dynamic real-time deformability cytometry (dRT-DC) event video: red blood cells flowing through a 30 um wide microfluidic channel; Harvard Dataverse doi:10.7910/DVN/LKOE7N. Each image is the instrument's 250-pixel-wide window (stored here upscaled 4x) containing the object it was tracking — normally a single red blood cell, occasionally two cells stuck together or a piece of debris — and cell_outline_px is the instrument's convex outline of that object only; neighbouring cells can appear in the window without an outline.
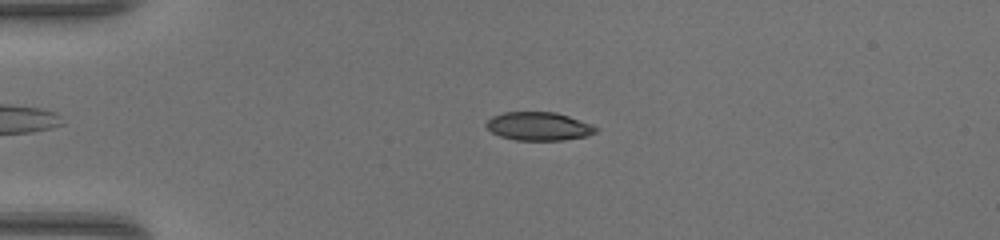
{"species": "common noctule bat (a hibernating species)", "species_latin": "Nyctalus noctula", "temperature_condition": "warm", "stored_images_in_passage": 36, "camera_frame_rate_fps": 3000, "um_per_image_px": 0.085, "animal": {"sex": "female", "body_mass_g": 17.0, "forearm_length_mm": 48.0}, "frame": {"image": 1, "passage_image": 4, "time_ms": 1.0, "image_size_px": [1000, 240], "cell_outline_px": [[596, 132], [584, 136], [564, 140], [516, 140], [500, 136], [492, 132], [484, 124], [492, 116], [504, 112], [556, 112], [592, 124], [596, 128]], "centroid_in_image_um": [45.76, 10.73], "position_along_channel_um": 39.2, "area_um2": 17.98}}
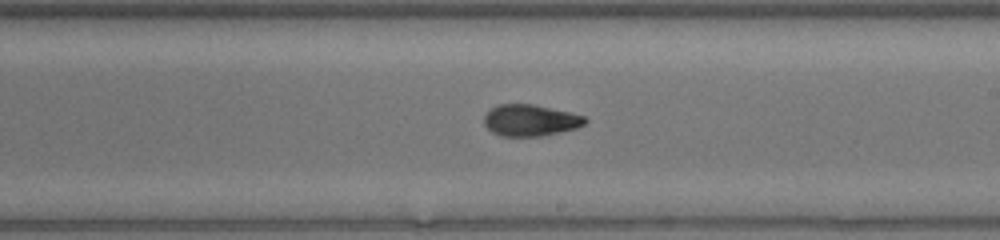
{"frame": {"image": 2, "passage_image": 21, "time_ms": 6.667, "image_size_px": [1000, 240], "cell_outline_px": [[588, 120], [584, 124], [576, 128], [540, 136], [500, 136], [492, 132], [484, 124], [484, 116], [496, 104], [532, 104], [568, 112], [584, 116]], "centroid_in_image_um": [45.05, 10.23], "position_along_channel_um": 244.0, "area_um2": 18.32}}
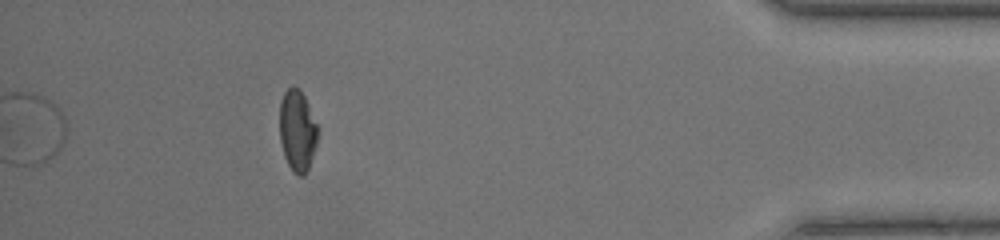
{"frame": {"image": 3, "passage_image": 36, "time_ms": 11.667, "image_size_px": [1000, 240], "cell_outline_px": [[316, 144], [308, 168], [304, 176], [300, 176], [292, 172], [284, 156], [280, 140], [280, 100], [284, 92], [292, 84], [300, 88], [304, 96], [316, 124]], "centroid_in_image_um": [25.24, 11.08], "position_along_channel_um": 410.0, "area_um2": 17.86}, "authors_computed_cell_mechanics": {"area_um2": 18.8428, "velocity_mm_per_s": 4.3452, "shape_relaxation_time_tau1_ms": 3.4448, "shape_relaxation_time_tau2_ms": 1.8948, "deformation_change_tau1": 0.1787, "deformation_change_tau2": 0.0759}}